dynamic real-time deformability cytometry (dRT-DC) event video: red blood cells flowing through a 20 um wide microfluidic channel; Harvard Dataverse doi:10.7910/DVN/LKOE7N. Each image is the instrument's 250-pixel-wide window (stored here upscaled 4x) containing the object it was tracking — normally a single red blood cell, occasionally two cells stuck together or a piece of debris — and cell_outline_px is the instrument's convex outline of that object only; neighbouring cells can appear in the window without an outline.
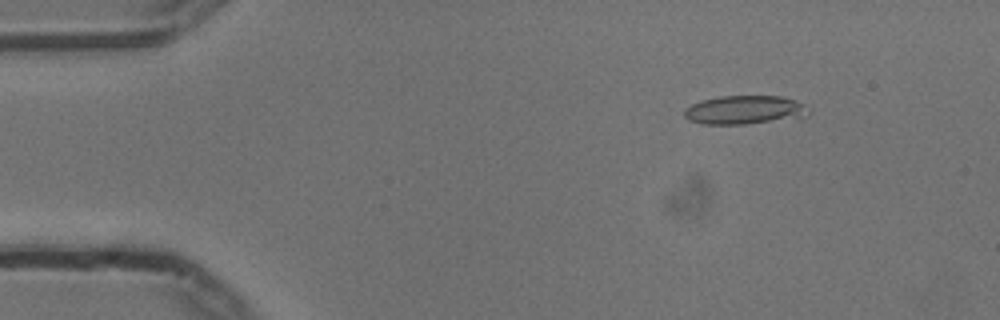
{"species": "common noctule bat (a hibernating species)", "species_latin": "Nyctalus noctula", "temperature_condition": "cold", "stored_images_in_passage": 14, "camera_frame_rate_fps": 3000, "um_per_image_px": 0.085, "animal": {"sex": "male", "body_mass_g": 13.3}, "frame": {"image": 1, "passage_image": 8, "time_ms": 2.333, "image_size_px": [1000, 320], "cell_outline_px": [[812, 112], [808, 116], [800, 120], [744, 124], [704, 124], [688, 120], [684, 116], [684, 108], [692, 104], [704, 100], [720, 96], [780, 96], [804, 104]], "centroid_in_image_um": [63.4, 9.37], "position_along_channel_um": 21.6, "area_um2": 21.33}}